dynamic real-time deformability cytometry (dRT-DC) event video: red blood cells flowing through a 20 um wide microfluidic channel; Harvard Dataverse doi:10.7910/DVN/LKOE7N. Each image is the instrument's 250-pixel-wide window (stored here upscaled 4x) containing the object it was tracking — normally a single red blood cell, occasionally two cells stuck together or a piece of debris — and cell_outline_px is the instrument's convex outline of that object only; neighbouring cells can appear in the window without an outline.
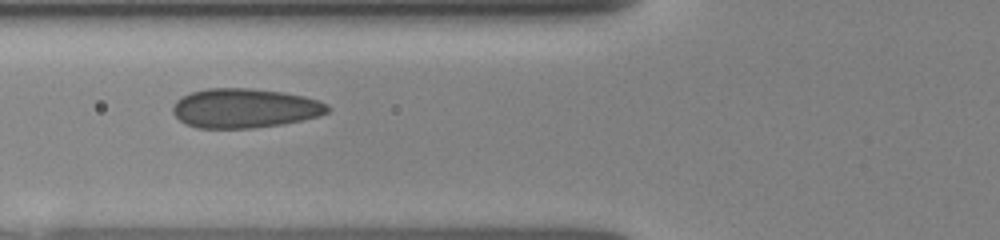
{"species": "human", "species_latin": "Homo sapiens", "temperature_condition": "room temperature", "stored_images_in_passage": 6, "camera_frame_rate_fps": 3000, "um_per_image_px": 0.085, "donor": {"sex": "female"}, "frame": {"image": 1, "passage_image": 3, "time_ms": 1.0, "image_size_px": [1000, 240], "cell_outline_px": [[332, 108], [328, 112], [320, 116], [280, 124], [252, 128], [196, 128], [180, 120], [172, 112], [172, 108], [176, 100], [192, 92], [208, 88], [248, 88], [284, 92], [304, 96], [328, 104]], "centroid_in_image_um": [20.81, 9.19], "position_along_channel_um": 105.0, "area_um2": 35.43}}
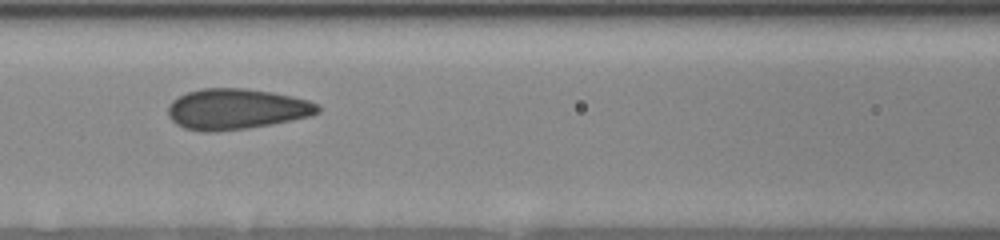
{"frame": {"image": 2, "passage_image": 5, "time_ms": 2.0, "image_size_px": [1000, 240], "cell_outline_px": [[320, 112], [308, 116], [272, 124], [248, 128], [216, 132], [204, 132], [184, 128], [176, 124], [168, 116], [168, 104], [172, 100], [188, 92], [200, 88], [244, 88], [272, 92], [292, 96], [308, 100], [316, 104], [320, 108]], "centroid_in_image_um": [20.05, 9.27], "position_along_channel_um": 146.5, "area_um2": 35.55}}